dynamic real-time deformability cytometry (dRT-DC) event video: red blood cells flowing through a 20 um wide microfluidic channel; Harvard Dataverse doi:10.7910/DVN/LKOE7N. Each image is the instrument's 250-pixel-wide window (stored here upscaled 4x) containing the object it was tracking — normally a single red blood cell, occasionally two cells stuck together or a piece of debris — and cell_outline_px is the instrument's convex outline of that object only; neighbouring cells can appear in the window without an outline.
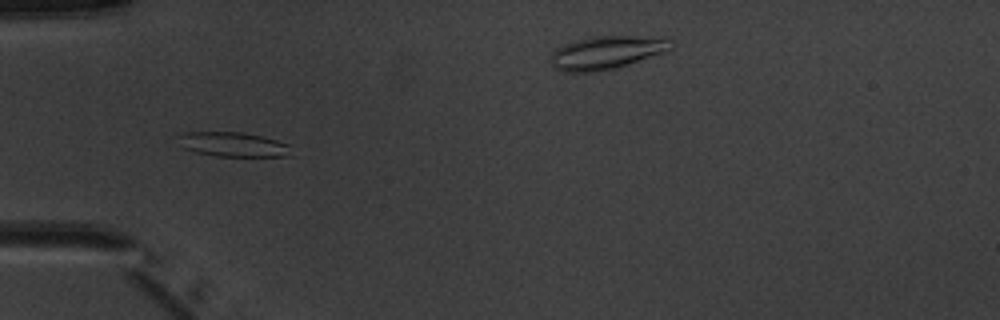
{"species": "common noctule bat (a hibernating species)", "species_latin": "Nyctalus noctula", "temperature_condition": "warm", "stored_images_in_passage": 6, "camera_frame_rate_fps": 3000, "um_per_image_px": 0.085, "animal": {"sex": "male", "body_mass_g": 20.1, "forearm_length_mm": 53.5}, "frame": {"image": 1, "passage_image": 4, "time_ms": 3.667, "image_size_px": [1000, 320], "cell_outline_px": [[292, 156], [216, 156], [196, 152], [184, 148], [176, 136], [184, 132], [244, 132], [264, 136], [288, 144]], "centroid_in_image_um": [19.82, 12.27], "position_along_channel_um": 65.2, "area_um2": 16.18}}
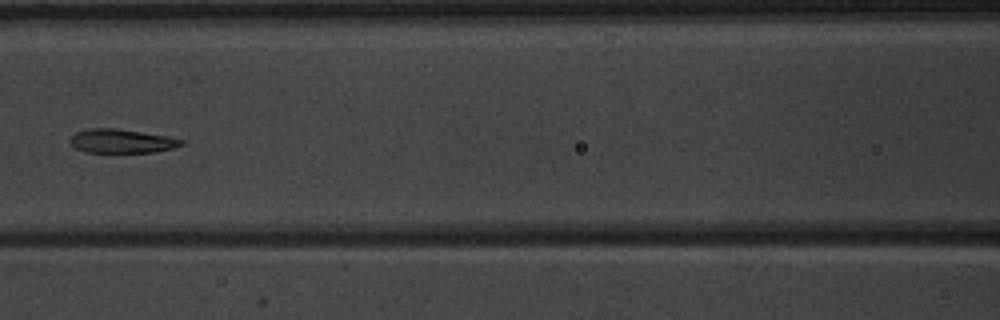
{"frame": {"image": 2, "passage_image": 6, "time_ms": 6.0, "image_size_px": [1000, 320], "cell_outline_px": [[184, 144], [172, 148], [152, 152], [88, 152], [76, 148], [68, 140], [76, 132], [88, 128], [116, 128], [168, 136], [184, 140]], "centroid_in_image_um": [10.34, 11.98], "position_along_channel_um": 156.3, "area_um2": 15.37}}